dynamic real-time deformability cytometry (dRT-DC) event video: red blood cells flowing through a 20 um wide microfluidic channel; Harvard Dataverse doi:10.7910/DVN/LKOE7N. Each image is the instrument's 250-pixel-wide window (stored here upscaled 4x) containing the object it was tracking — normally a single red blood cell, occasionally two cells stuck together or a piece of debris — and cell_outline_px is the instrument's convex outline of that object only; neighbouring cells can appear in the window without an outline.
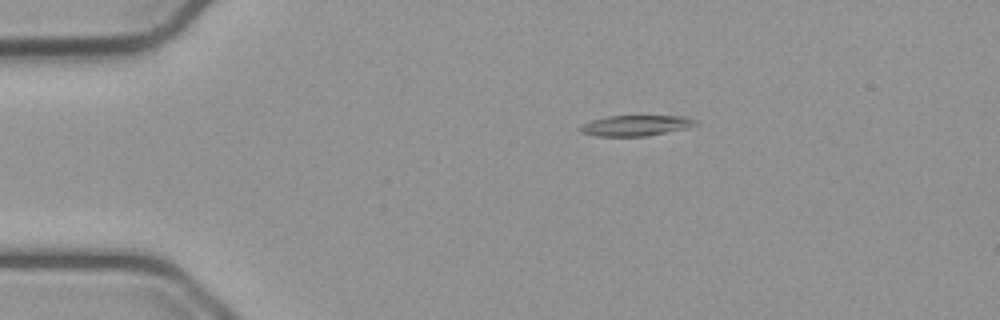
{"species": "common noctule bat (a hibernating species)", "species_latin": "Nyctalus noctula", "temperature_condition": "cold", "stored_images_in_passage": 37, "camera_frame_rate_fps": 3000, "um_per_image_px": 0.085, "animal": {"sex": "male", "body_mass_g": 23.1, "forearm_length_mm": 52.7}, "frame": {"image": 1, "passage_image": 1, "time_ms": 0.0, "image_size_px": [1000, 320], "cell_outline_px": [[684, 120], [660, 132], [640, 136], [608, 136], [588, 132], [584, 128], [600, 120], [616, 116], [668, 116]], "centroid_in_image_um": [53.73, 10.67], "position_along_channel_um": 31.3, "area_um2": 10.58}}
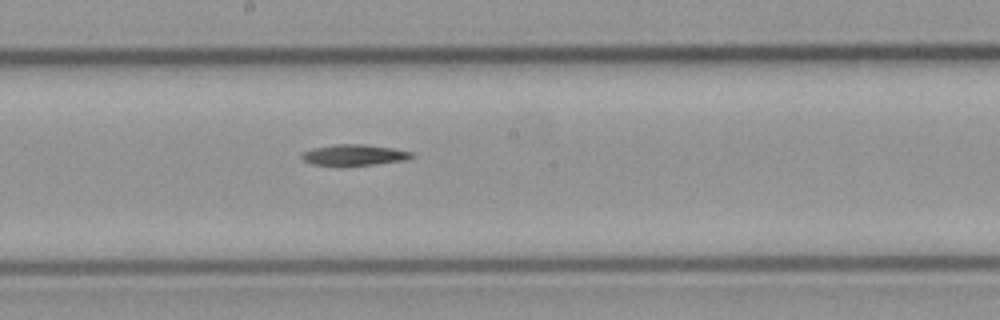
{"frame": {"image": 2, "passage_image": 20, "time_ms": 6.333, "image_size_px": [1000, 320], "cell_outline_px": [[408, 156], [396, 160], [368, 164], [320, 164], [308, 160], [304, 156], [308, 152], [324, 148], [384, 148], [408, 152]], "centroid_in_image_um": [30.12, 13.24], "position_along_channel_um": 218.1, "area_um2": 10.0}}
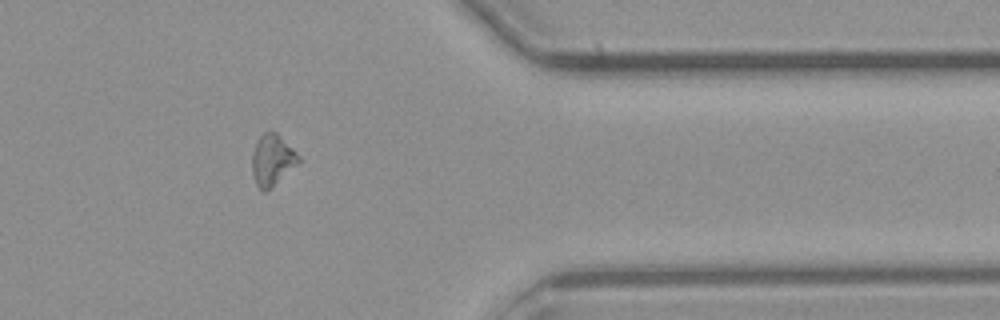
{"frame": {"image": 3, "passage_image": 35, "time_ms": 11.333, "image_size_px": [1000, 320], "cell_outline_px": [[300, 160], [268, 188], [260, 188], [256, 180], [252, 164], [252, 160], [256, 148], [260, 140], [272, 132]], "centroid_in_image_um": [23.11, 13.66], "position_along_channel_um": 388.3, "area_um2": 11.44}}